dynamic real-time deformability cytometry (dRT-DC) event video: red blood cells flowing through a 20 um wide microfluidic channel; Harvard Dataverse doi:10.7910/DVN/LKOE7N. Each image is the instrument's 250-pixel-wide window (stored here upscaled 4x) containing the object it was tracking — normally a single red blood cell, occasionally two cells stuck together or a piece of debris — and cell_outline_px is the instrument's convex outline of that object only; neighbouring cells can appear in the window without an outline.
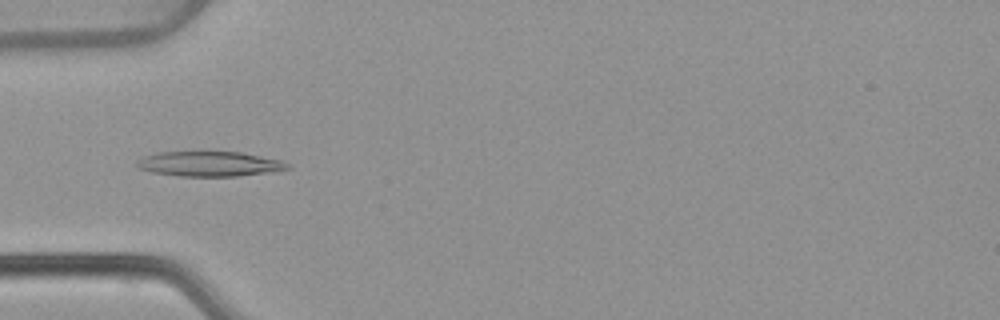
{"species": "common noctule bat (a hibernating species)", "species_latin": "Nyctalus noctula", "temperature_condition": "warm", "stored_images_in_passage": 35, "camera_frame_rate_fps": 3000, "um_per_image_px": 0.085, "animal": {"sex": "female", "body_mass_g": 22.7, "forearm_length_mm": 54.2}, "frame": {"image": 1, "passage_image": 17, "time_ms": 5.333, "image_size_px": [1000, 320], "cell_outline_px": [[292, 168], [236, 176], [180, 176], [152, 172], [136, 168], [136, 160], [144, 156], [160, 152], [240, 152], [284, 160]], "centroid_in_image_um": [17.77, 13.92], "position_along_channel_um": 67.2, "area_um2": 21.79}}
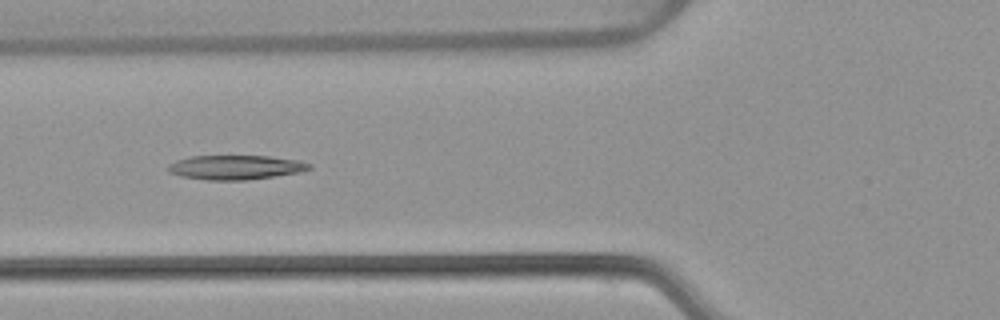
{"frame": {"image": 2, "passage_image": 20, "time_ms": 6.333, "image_size_px": [1000, 320], "cell_outline_px": [[312, 168], [296, 172], [276, 176], [248, 180], [208, 180], [184, 176], [168, 172], [168, 164], [176, 160], [192, 156], [268, 156], [300, 160], [312, 164]], "centroid_in_image_um": [20.04, 14.22], "position_along_channel_um": 105.8, "area_um2": 19.94}}
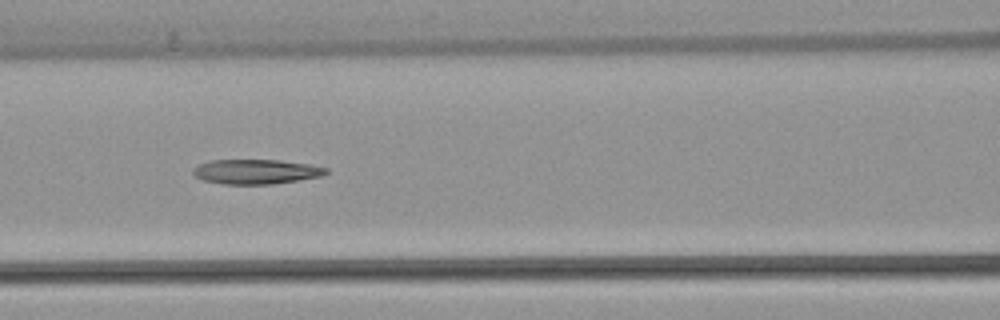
{"frame": {"image": 3, "passage_image": 23, "time_ms": 7.333, "image_size_px": [1000, 320], "cell_outline_px": [[328, 172], [320, 176], [272, 184], [224, 184], [204, 180], [196, 176], [192, 172], [192, 168], [200, 164], [212, 160], [280, 160], [308, 164], [328, 168]], "centroid_in_image_um": [21.75, 14.58], "position_along_channel_um": 144.9, "area_um2": 18.9}}